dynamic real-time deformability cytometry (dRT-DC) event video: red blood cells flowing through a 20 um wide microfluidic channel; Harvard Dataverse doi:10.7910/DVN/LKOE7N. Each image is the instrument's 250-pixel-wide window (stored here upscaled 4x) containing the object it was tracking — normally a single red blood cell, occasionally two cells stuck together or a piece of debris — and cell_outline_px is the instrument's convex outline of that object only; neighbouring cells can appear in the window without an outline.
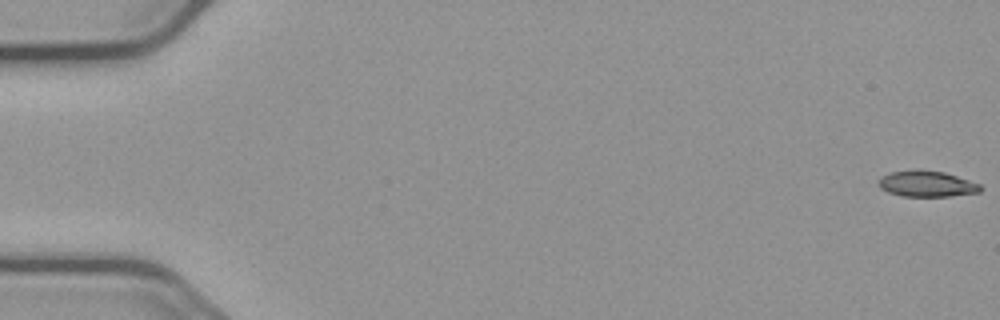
{"species": "common noctule bat (a hibernating species)", "species_latin": "Nyctalus noctula", "temperature_condition": "cold", "stored_images_in_passage": 57, "camera_frame_rate_fps": 3000, "um_per_image_px": 0.085, "animal": {"sex": "male", "body_mass_g": 23.1, "forearm_length_mm": 52.7}, "frame": {"image": 1, "passage_image": 1, "time_ms": 0.0, "image_size_px": [1000, 320], "cell_outline_px": [[984, 188], [980, 192], [948, 196], [904, 196], [888, 192], [880, 188], [876, 184], [880, 176], [892, 172], [916, 168], [920, 168], [944, 172], [980, 184]], "centroid_in_image_um": [78.74, 15.6], "position_along_channel_um": 6.3, "area_um2": 15.66}}
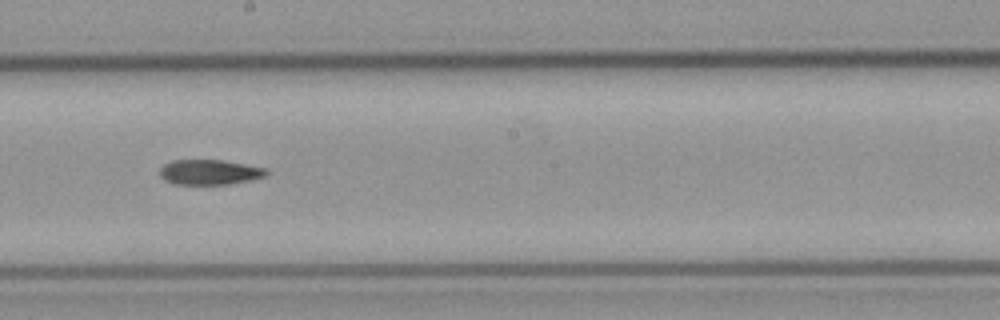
{"frame": {"image": 2, "passage_image": 32, "time_ms": 10.333, "image_size_px": [1000, 320], "cell_outline_px": [[268, 176], [252, 180], [228, 184], [176, 184], [164, 180], [160, 176], [160, 168], [164, 164], [172, 160], [224, 160], [268, 168]], "centroid_in_image_um": [17.86, 14.63], "position_along_channel_um": 230.3, "area_um2": 15.78}}
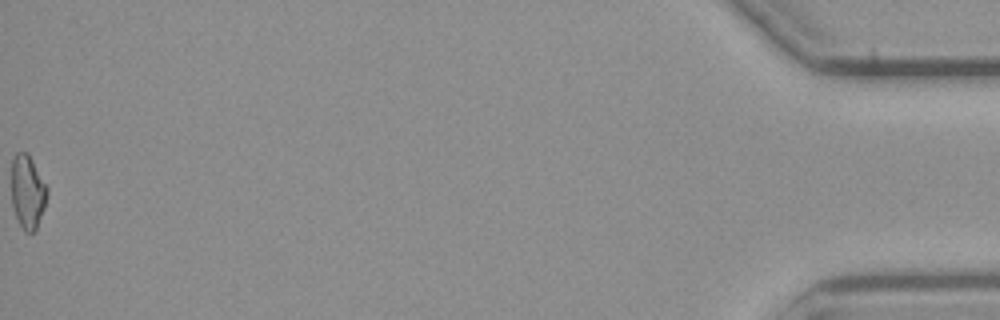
{"frame": {"image": 3, "passage_image": 57, "time_ms": 18.667, "image_size_px": [1000, 320], "cell_outline_px": [[48, 196], [36, 232], [24, 232], [16, 216], [12, 204], [12, 156], [16, 152], [28, 152], [48, 188]], "centroid_in_image_um": [2.36, 16.3], "position_along_channel_um": 432.8, "area_um2": 15.49}}